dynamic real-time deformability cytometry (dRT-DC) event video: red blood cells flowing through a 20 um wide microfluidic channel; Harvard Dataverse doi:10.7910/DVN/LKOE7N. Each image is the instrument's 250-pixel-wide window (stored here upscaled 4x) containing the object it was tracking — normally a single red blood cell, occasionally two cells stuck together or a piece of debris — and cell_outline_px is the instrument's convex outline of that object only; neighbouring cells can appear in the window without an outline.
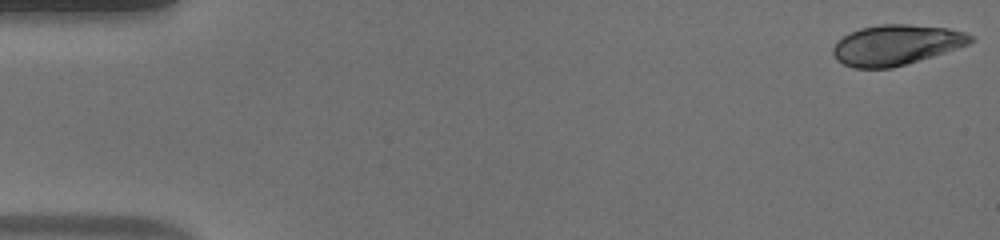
{"species": "human", "species_latin": "Homo sapiens", "temperature_condition": "warm", "stored_images_in_passage": 52, "camera_frame_rate_fps": 3000, "um_per_image_px": 0.085, "donor": {"sex": "male"}, "frame": {"image": 1, "passage_image": 1, "time_ms": 0.0, "image_size_px": [1000, 240], "cell_outline_px": [[976, 40], [968, 44], [932, 56], [892, 68], [852, 68], [836, 60], [832, 52], [832, 48], [844, 36], [860, 28], [880, 24], [908, 24], [948, 28], [964, 32], [976, 36]], "centroid_in_image_um": [76.19, 3.81], "position_along_channel_um": 8.8, "area_um2": 32.14}}
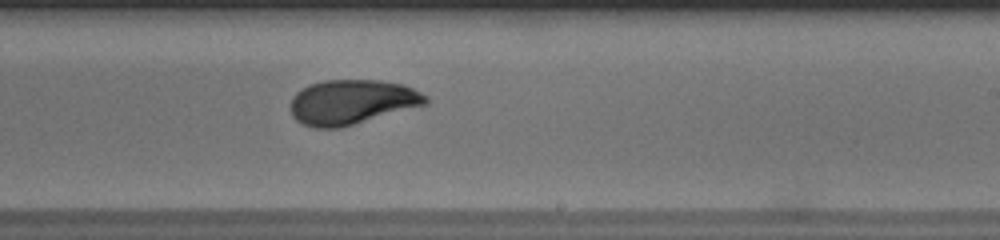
{"frame": {"image": 2, "passage_image": 32, "time_ms": 10.333, "image_size_px": [1000, 240], "cell_outline_px": [[428, 104], [340, 128], [316, 128], [304, 124], [296, 120], [292, 116], [292, 96], [296, 92], [308, 84], [324, 80], [380, 80], [404, 84], [428, 96]], "centroid_in_image_um": [29.92, 8.66], "position_along_channel_um": 259.1, "area_um2": 35.32}}
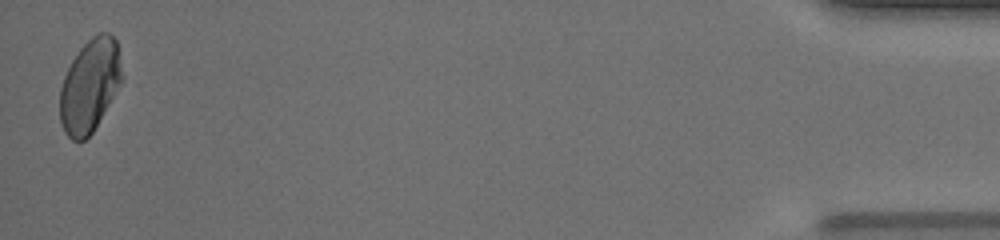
{"frame": {"image": 3, "passage_image": 52, "time_ms": 17.0, "image_size_px": [1000, 240], "cell_outline_px": [[124, 80], [92, 132], [84, 140], [72, 140], [64, 132], [60, 120], [60, 88], [64, 76], [72, 60], [80, 48], [96, 32], [108, 32], [116, 40], [124, 76]], "centroid_in_image_um": [7.65, 7.26], "position_along_channel_um": 427.5, "area_um2": 33.76}, "authors_computed_cell_mechanics": {"area_um2": 34.7378, "velocity_mm_per_s": 3.9008, "shape_relaxation_time_tau1_ms": 6.8592, "shape_relaxation_time_tau2_ms": 0.7142, "deformation_change_tau1": 0.1995, "deformation_change_tau2": 0.0388}}